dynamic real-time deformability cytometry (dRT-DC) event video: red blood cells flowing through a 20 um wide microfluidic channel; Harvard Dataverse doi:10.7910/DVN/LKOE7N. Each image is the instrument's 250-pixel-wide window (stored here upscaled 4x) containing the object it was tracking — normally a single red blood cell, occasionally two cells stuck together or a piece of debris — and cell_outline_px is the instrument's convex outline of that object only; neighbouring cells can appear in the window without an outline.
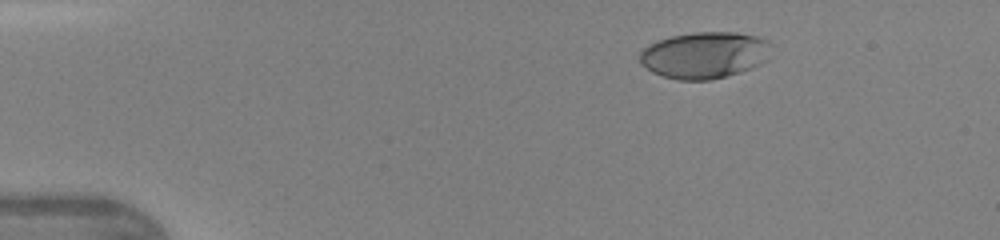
{"species": "human", "species_latin": "Homo sapiens", "temperature_condition": "warm", "stored_images_in_passage": 27, "camera_frame_rate_fps": 3000, "um_per_image_px": 0.085, "donor": {"sex": "female"}, "frame": {"image": 1, "passage_image": 1, "time_ms": 0.0, "image_size_px": [1000, 240], "cell_outline_px": [[772, 44], [760, 64], [752, 68], [740, 72], [708, 80], [680, 80], [664, 76], [652, 72], [640, 64], [640, 52], [648, 44], [672, 36], [692, 32], [736, 32], [760, 36], [768, 40]], "centroid_in_image_um": [59.87, 4.67], "position_along_channel_um": 25.1, "area_um2": 35.55}}
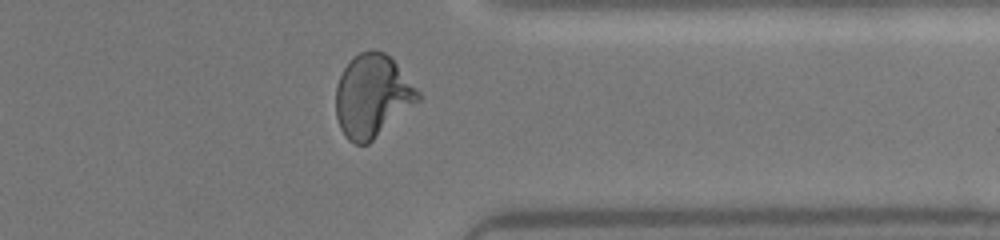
{"frame": {"image": 2, "passage_image": 19, "time_ms": 6.0, "image_size_px": [1000, 240], "cell_outline_px": [[424, 96], [420, 100], [368, 144], [356, 144], [348, 140], [340, 128], [336, 116], [336, 84], [344, 68], [352, 56], [368, 48], [372, 48], [384, 52], [396, 64]], "centroid_in_image_um": [31.64, 8.14], "position_along_channel_um": 379.8, "area_um2": 39.71}}
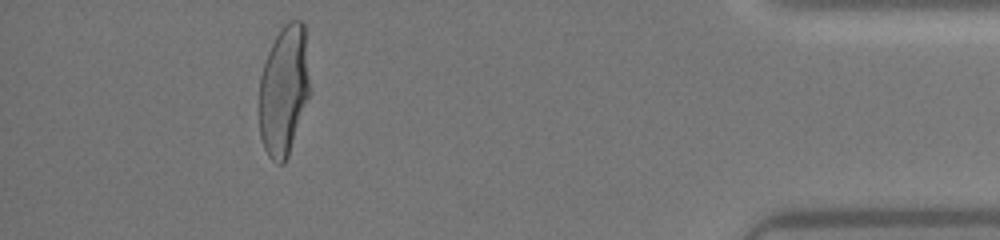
{"frame": {"image": 3, "passage_image": 24, "time_ms": 7.667, "image_size_px": [1000, 240], "cell_outline_px": [[308, 96], [288, 156], [284, 164], [276, 164], [268, 156], [264, 148], [260, 136], [260, 76], [268, 52], [276, 36], [284, 24], [288, 20], [300, 20], [304, 24], [308, 80]], "centroid_in_image_um": [24.1, 7.7], "position_along_channel_um": 411.1, "area_um2": 37.57}}